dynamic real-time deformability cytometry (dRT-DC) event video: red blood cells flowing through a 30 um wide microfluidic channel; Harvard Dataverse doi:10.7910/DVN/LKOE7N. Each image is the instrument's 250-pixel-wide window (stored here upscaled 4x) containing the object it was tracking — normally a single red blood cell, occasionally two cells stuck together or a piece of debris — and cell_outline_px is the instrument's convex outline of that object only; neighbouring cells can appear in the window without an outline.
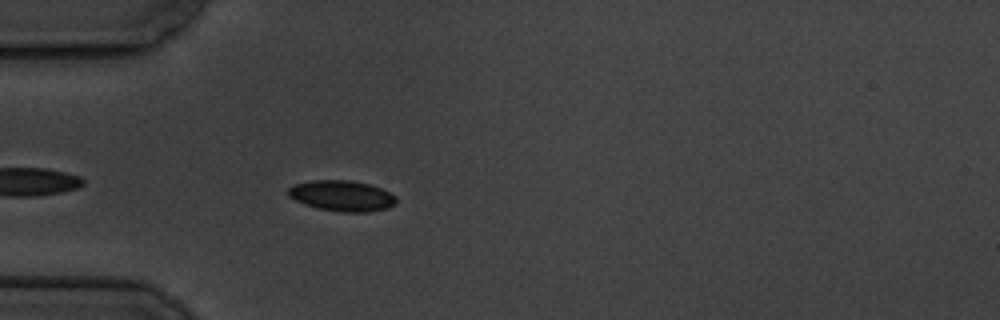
{"species": "common noctule bat (a hibernating species)", "species_latin": "Nyctalus noctula", "temperature_condition": "cold", "stored_images_in_passage": 5, "camera_frame_rate_fps": 3000, "um_per_image_px": 0.085, "animal": {"sex": "male", "body_mass_g": 19.5, "forearm_length_mm": 54.6}, "frame": {"image": 1, "passage_image": 5, "time_ms": 4.667, "image_size_px": [1000, 320], "cell_outline_px": [[396, 204], [384, 208], [368, 212], [340, 212], [320, 208], [304, 204], [288, 196], [288, 188], [296, 184], [312, 180], [348, 180], [368, 184], [380, 188], [396, 196]], "centroid_in_image_um": [29.05, 16.64], "position_along_channel_um": 55.9, "area_um2": 19.07}}